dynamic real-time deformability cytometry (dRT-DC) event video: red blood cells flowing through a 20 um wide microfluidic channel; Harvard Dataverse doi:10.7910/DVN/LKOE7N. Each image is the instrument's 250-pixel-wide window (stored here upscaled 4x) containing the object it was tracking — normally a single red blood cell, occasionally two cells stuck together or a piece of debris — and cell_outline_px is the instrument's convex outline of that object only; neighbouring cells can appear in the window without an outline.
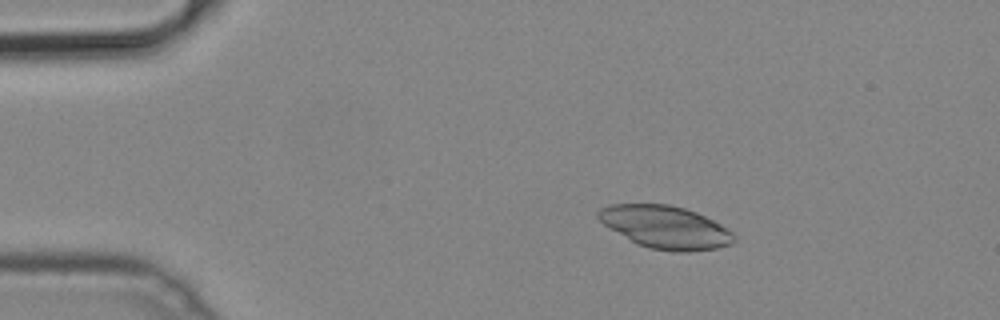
{"species": "common noctule bat (a hibernating species)", "species_latin": "Nyctalus noctula", "temperature_condition": "cold", "stored_images_in_passage": 50, "camera_frame_rate_fps": 3000, "um_per_image_px": 0.085, "animal": {"sex": "male", "body_mass_g": 19.2, "forearm_length_mm": 51.8}, "frame": {"image": 1, "passage_image": 8, "time_ms": 2.333, "image_size_px": [1000, 320], "cell_outline_px": [[736, 240], [732, 244], [716, 248], [688, 252], [676, 252], [648, 248], [636, 244], [604, 224], [596, 216], [596, 212], [600, 208], [608, 204], [668, 204], [684, 208], [696, 212], [728, 228], [736, 236]], "centroid_in_image_um": [56.56, 19.31], "position_along_channel_um": 28.4, "area_um2": 33.87}}